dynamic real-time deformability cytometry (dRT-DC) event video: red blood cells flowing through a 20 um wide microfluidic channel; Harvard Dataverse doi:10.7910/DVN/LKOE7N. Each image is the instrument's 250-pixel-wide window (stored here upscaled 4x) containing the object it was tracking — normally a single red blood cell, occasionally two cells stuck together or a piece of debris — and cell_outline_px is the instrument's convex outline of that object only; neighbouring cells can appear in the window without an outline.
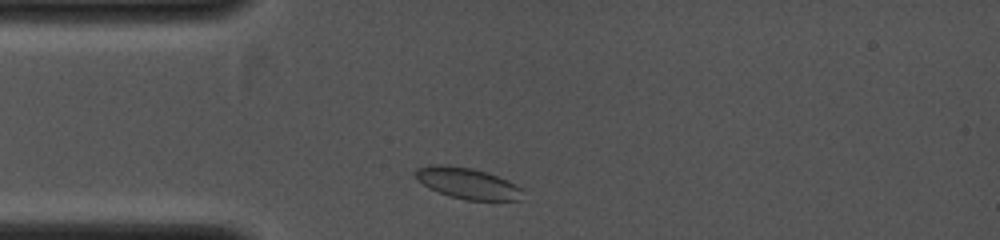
{"species": "common noctule bat (a hibernating species)", "species_latin": "Nyctalus noctula", "temperature_condition": "cold", "stored_images_in_passage": 39, "camera_frame_rate_fps": 4000, "um_per_image_px": 0.085, "animal": {"sex": "female", "body_mass_g": 19.0, "forearm_length_mm": 53.3}, "frame": {"image": 1, "passage_image": 2, "time_ms": 0.25, "image_size_px": [1000, 240], "cell_outline_px": [[524, 200], [464, 200], [440, 192], [416, 180], [412, 172], [416, 168], [428, 164], [448, 164], [472, 168], [496, 176], [516, 184], [520, 188]], "centroid_in_image_um": [39.68, 15.56], "position_along_channel_um": 45.3, "area_um2": 19.42}}
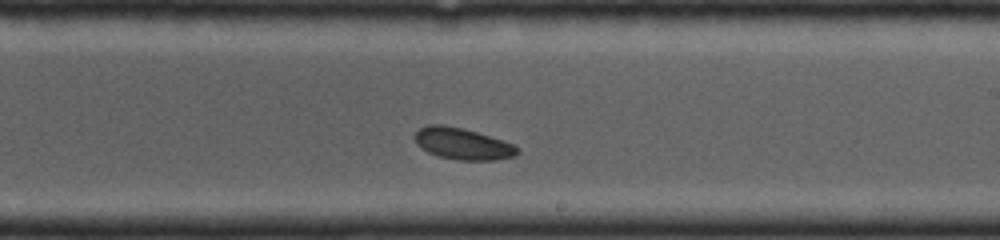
{"frame": {"image": 2, "passage_image": 21, "time_ms": 4.25, "image_size_px": [1000, 240], "cell_outline_px": [[520, 152], [516, 156], [496, 160], [456, 160], [440, 156], [428, 152], [416, 144], [416, 132], [420, 128], [428, 124], [440, 124], [460, 128], [476, 132], [516, 144], [520, 148]], "centroid_in_image_um": [39.38, 12.23], "position_along_channel_um": 249.6, "area_um2": 18.84}}
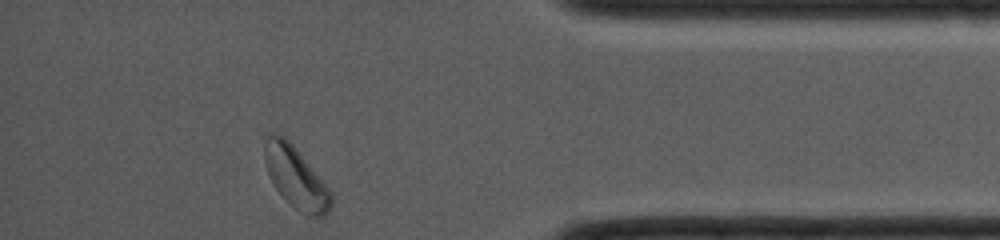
{"frame": {"image": 3, "passage_image": 38, "time_ms": 7.5, "image_size_px": [1000, 240], "cell_outline_px": [[332, 204], [328, 212], [324, 216], [308, 216], [300, 212], [284, 200], [276, 188], [268, 172], [264, 160], [264, 144], [268, 136], [284, 136], [292, 144], [332, 192]], "centroid_in_image_um": [25.16, 15.14], "position_along_channel_um": 410.0, "area_um2": 23.35}}